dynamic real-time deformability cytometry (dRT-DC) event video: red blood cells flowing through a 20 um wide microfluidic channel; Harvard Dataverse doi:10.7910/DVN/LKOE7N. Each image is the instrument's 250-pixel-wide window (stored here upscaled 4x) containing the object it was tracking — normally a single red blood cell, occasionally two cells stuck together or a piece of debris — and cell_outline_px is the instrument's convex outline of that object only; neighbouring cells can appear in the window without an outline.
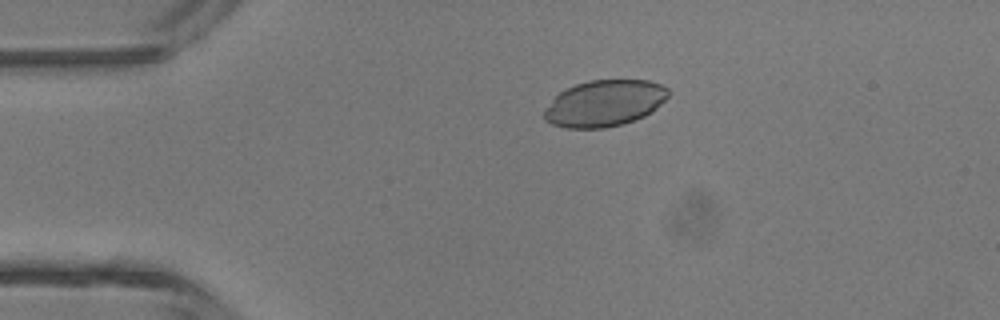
{"species": "common noctule bat (a hibernating species)", "species_latin": "Nyctalus noctula", "temperature_condition": "room temperature", "stored_images_in_passage": 4, "camera_frame_rate_fps": 3000, "um_per_image_px": 0.085, "animal": {"sex": "male", "body_mass_g": 13.3}, "frame": {"image": 1, "passage_image": 3, "time_ms": 0.667, "image_size_px": [1000, 320], "cell_outline_px": [[668, 96], [652, 112], [644, 116], [624, 124], [604, 128], [564, 128], [552, 124], [544, 120], [544, 112], [552, 100], [560, 92], [576, 84], [588, 80], [648, 80], [660, 84], [668, 88]], "centroid_in_image_um": [51.39, 8.78], "position_along_channel_um": 33.6, "area_um2": 33.41}}